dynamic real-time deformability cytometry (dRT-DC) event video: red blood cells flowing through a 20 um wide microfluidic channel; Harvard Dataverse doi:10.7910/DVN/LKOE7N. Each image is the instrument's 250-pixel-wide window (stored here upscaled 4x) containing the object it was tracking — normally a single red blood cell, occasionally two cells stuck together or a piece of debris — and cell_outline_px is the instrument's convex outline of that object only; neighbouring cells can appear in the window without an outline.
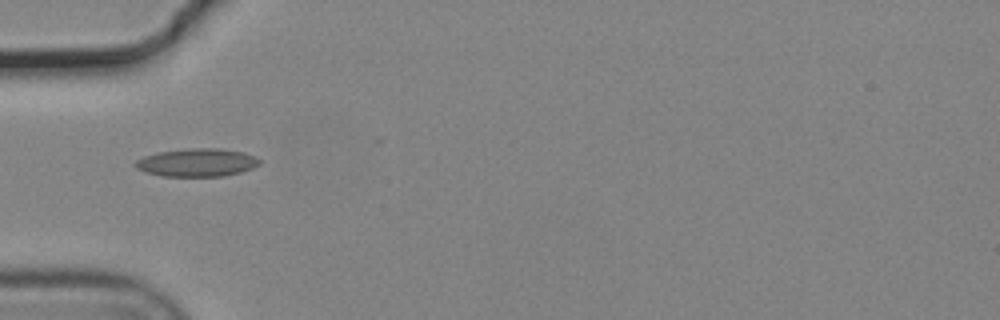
{"species": "common noctule bat (a hibernating species)", "species_latin": "Nyctalus noctula", "temperature_condition": "cold", "stored_images_in_passage": 9, "camera_frame_rate_fps": 3000, "um_per_image_px": 0.085, "animal": {"sex": "male", "body_mass_g": 19.2, "forearm_length_mm": 51.8}, "frame": {"image": 1, "passage_image": 1, "time_ms": 0.0, "image_size_px": [1000, 320], "cell_outline_px": [[260, 164], [252, 168], [240, 172], [224, 176], [160, 176], [144, 172], [136, 168], [132, 164], [136, 160], [144, 156], [156, 152], [188, 148], [220, 148], [244, 152], [256, 156], [260, 160]], "centroid_in_image_um": [16.72, 13.81], "position_along_channel_um": 68.3, "area_um2": 20.58}}
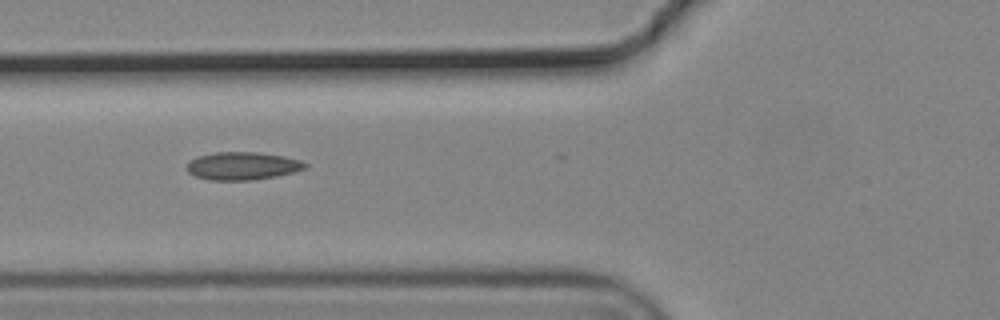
{"frame": {"image": 2, "passage_image": 4, "time_ms": 1.0, "image_size_px": [1000, 320], "cell_outline_px": [[308, 164], [304, 168], [292, 172], [276, 176], [252, 180], [208, 180], [196, 176], [188, 172], [188, 160], [196, 156], [216, 152], [256, 152], [284, 156], [300, 160]], "centroid_in_image_um": [20.58, 14.1], "position_along_channel_um": 105.2, "area_um2": 19.13}}